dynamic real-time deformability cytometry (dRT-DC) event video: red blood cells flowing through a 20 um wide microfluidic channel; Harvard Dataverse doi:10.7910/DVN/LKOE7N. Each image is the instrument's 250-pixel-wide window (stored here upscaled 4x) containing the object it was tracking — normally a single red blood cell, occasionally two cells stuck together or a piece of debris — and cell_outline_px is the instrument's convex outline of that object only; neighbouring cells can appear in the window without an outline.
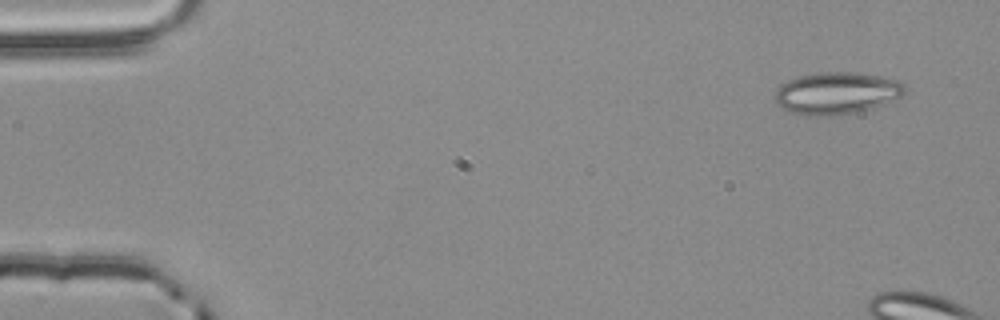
{"species": "common noctule bat (a hibernating species)", "species_latin": "Nyctalus noctula", "temperature_condition": "room temperature", "stored_images_in_passage": 5, "camera_frame_rate_fps": 3000, "um_per_image_px": 0.085, "animal": {"sex": "male", "body_mass_g": 20.4}, "frame": {"image": 1, "passage_image": 1, "time_ms": 0.0, "image_size_px": [1000, 320], "cell_outline_px": [[904, 92], [900, 96], [884, 104], [872, 108], [856, 112], [828, 116], [808, 116], [788, 112], [776, 104], [776, 92], [780, 84], [788, 80], [800, 76], [816, 72], [856, 72], [880, 76], [900, 80], [904, 84]], "centroid_in_image_um": [71.09, 7.92], "position_along_channel_um": 13.9, "area_um2": 31.96}}